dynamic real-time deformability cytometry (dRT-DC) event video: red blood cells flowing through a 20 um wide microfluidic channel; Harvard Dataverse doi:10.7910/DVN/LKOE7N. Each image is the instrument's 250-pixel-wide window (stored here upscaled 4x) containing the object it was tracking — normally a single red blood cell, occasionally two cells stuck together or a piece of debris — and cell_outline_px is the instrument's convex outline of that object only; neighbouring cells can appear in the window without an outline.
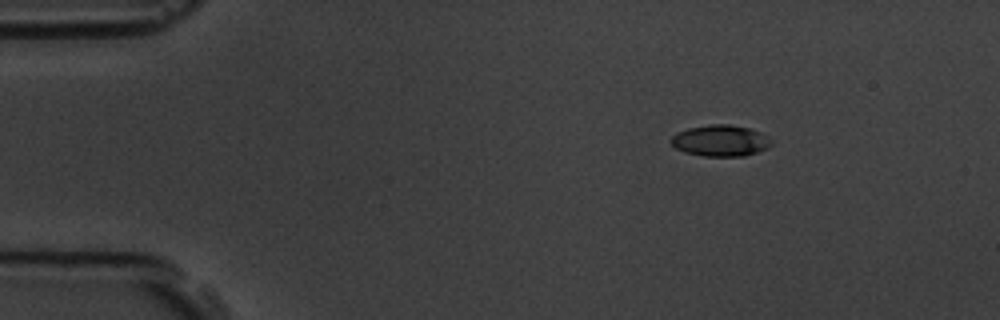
{"species": "common noctule bat (a hibernating species)", "species_latin": "Nyctalus noctula", "temperature_condition": "room temperature", "stored_images_in_passage": 6, "camera_frame_rate_fps": 3000, "um_per_image_px": 0.085, "animal": {"sex": "male", "body_mass_g": 19.5, "forearm_length_mm": 54.6}, "frame": {"image": 1, "passage_image": 2, "time_ms": 2.0, "image_size_px": [1000, 320], "cell_outline_px": [[772, 144], [768, 148], [744, 156], [704, 156], [684, 152], [676, 148], [672, 144], [672, 136], [688, 128], [712, 124], [728, 124], [748, 128], [760, 132], [768, 136], [772, 140]], "centroid_in_image_um": [61.28, 11.96], "position_along_channel_um": 23.7, "area_um2": 18.15}}
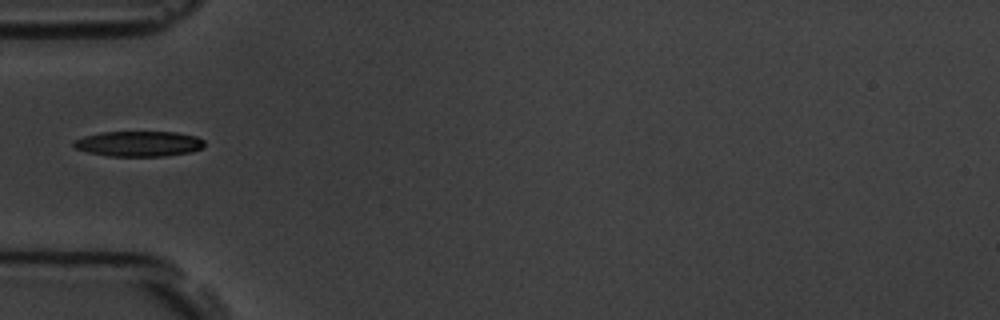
{"frame": {"image": 2, "passage_image": 5, "time_ms": 5.333, "image_size_px": [1000, 320], "cell_outline_px": [[204, 148], [192, 152], [164, 156], [108, 156], [88, 152], [76, 148], [72, 144], [76, 140], [84, 136], [100, 132], [176, 132], [196, 136], [204, 140]], "centroid_in_image_um": [11.84, 12.22], "position_along_channel_um": 73.2, "area_um2": 19.36}}
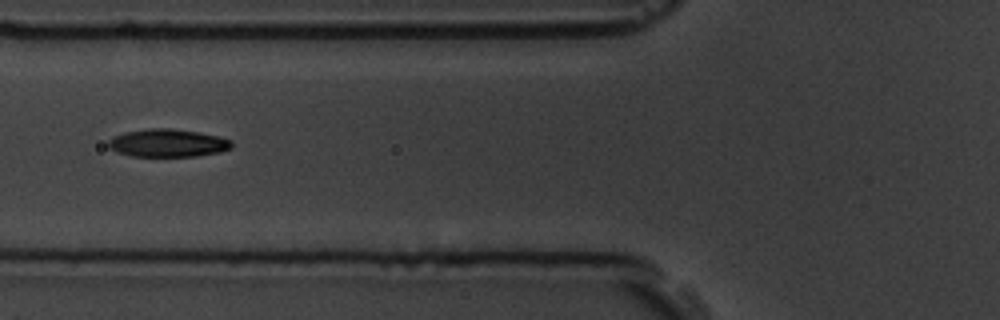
{"frame": {"image": 3, "passage_image": 6, "time_ms": 6.333, "image_size_px": [1000, 320], "cell_outline_px": [[232, 148], [220, 152], [196, 156], [132, 156], [116, 152], [108, 148], [108, 140], [112, 136], [124, 132], [148, 128], [168, 128], [196, 132], [216, 136], [232, 140]], "centroid_in_image_um": [14.21, 12.16], "position_along_channel_um": 111.6, "area_um2": 20.06}}